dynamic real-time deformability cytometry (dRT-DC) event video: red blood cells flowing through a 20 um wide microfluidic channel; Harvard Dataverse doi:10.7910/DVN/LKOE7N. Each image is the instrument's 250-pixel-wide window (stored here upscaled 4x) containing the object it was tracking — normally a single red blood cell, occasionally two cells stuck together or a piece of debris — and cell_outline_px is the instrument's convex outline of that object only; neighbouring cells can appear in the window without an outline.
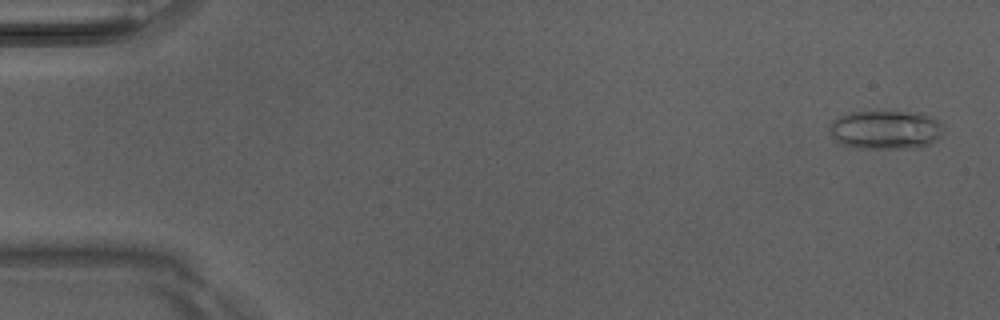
{"species": "Egyptian fruit bat (a non-hibernating species)", "species_latin": "Rousettus aegyptiacus", "temperature_condition": "room temperature", "stored_images_in_passage": 4, "camera_frame_rate_fps": 3000, "um_per_image_px": 0.085, "animal": {"sex": "male"}, "frame": {"image": 1, "passage_image": 1, "time_ms": 0.0, "image_size_px": [1000, 320], "cell_outline_px": [[940, 136], [936, 140], [920, 148], [856, 148], [840, 144], [832, 136], [828, 128], [840, 116], [848, 112], [876, 108], [924, 112], [932, 116], [940, 124]], "centroid_in_image_um": [75.26, 10.97], "position_along_channel_um": 9.7, "area_um2": 26.76}}